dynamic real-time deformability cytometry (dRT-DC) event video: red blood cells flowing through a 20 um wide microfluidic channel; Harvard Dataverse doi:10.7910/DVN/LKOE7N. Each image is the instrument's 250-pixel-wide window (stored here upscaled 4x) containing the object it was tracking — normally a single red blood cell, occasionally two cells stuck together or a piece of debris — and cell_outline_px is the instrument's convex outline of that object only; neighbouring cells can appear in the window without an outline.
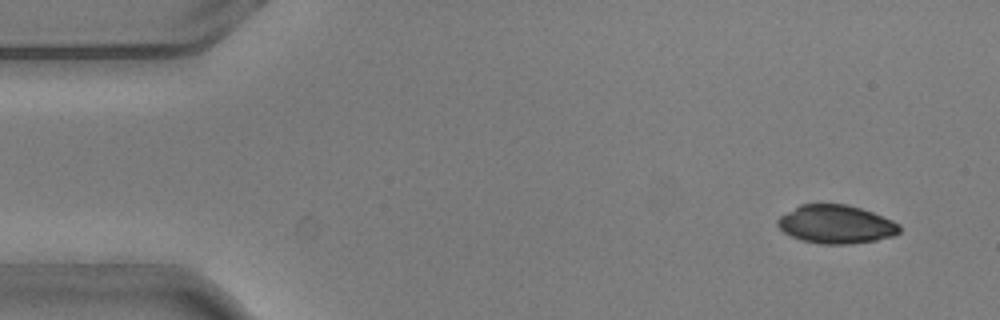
{"species": "common noctule bat (a hibernating species)", "species_latin": "Nyctalus noctula", "temperature_condition": "warm", "stored_images_in_passage": 4, "camera_frame_rate_fps": 3000, "um_per_image_px": 0.085, "animal": {"sex": "male", "body_mass_g": 20.5, "forearm_length_mm": 52.5}, "frame": {"image": 1, "passage_image": 1, "time_ms": 0.0, "image_size_px": [1000, 320], "cell_outline_px": [[900, 232], [892, 236], [876, 240], [848, 244], [820, 244], [800, 240], [784, 232], [776, 224], [776, 220], [780, 216], [800, 204], [848, 204], [872, 212], [892, 220], [900, 224]], "centroid_in_image_um": [71.05, 19.06], "position_along_channel_um": 14.0, "area_um2": 27.28}}
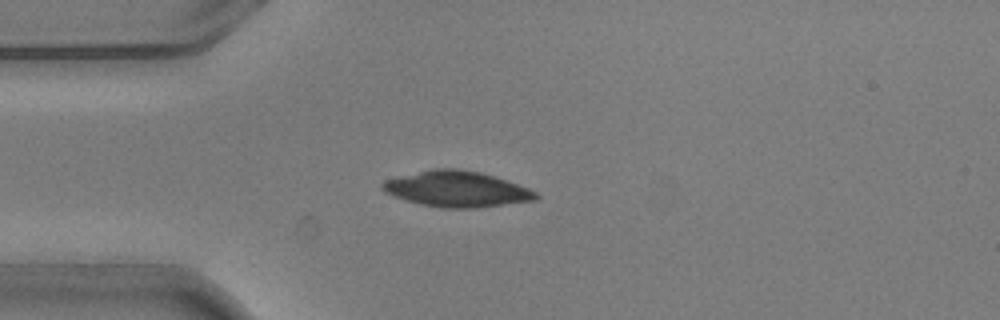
{"frame": {"image": 2, "passage_image": 4, "time_ms": 1.0, "image_size_px": [1000, 320], "cell_outline_px": [[540, 196], [536, 200], [476, 208], [440, 208], [420, 204], [384, 192], [380, 188], [380, 184], [384, 180], [432, 168], [456, 168], [480, 172], [528, 188], [536, 192]], "centroid_in_image_um": [38.8, 16.07], "position_along_channel_um": 46.2, "area_um2": 31.79}}